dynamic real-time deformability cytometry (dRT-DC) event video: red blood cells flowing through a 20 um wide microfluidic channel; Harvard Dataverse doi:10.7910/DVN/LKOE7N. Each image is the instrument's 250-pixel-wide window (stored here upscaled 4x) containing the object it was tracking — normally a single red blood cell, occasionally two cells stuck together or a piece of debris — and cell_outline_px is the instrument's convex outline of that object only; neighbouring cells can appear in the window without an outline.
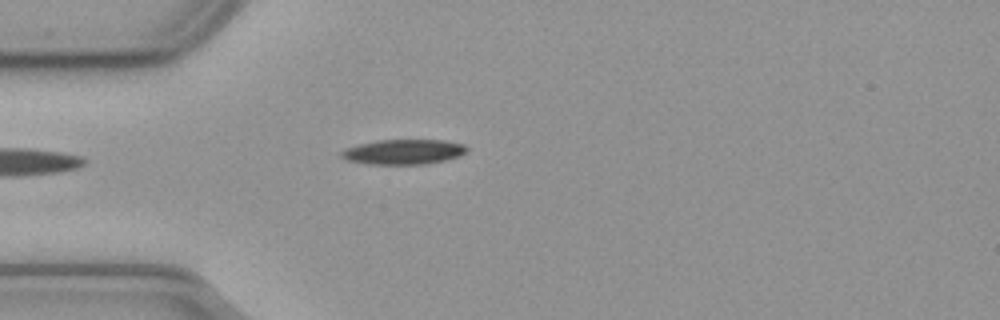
{"species": "common noctule bat (a hibernating species)", "species_latin": "Nyctalus noctula", "temperature_condition": "cold", "stored_images_in_passage": 41, "camera_frame_rate_fps": 3000, "um_per_image_px": 0.085, "animal": {"sex": "male", "body_mass_g": 23.1, "forearm_length_mm": 52.7}, "frame": {"image": 1, "passage_image": 1, "time_ms": 0.0, "image_size_px": [1000, 320], "cell_outline_px": [[468, 148], [464, 152], [456, 156], [444, 160], [420, 164], [368, 164], [348, 160], [340, 156], [340, 152], [344, 148], [376, 140], [444, 140], [464, 144]], "centroid_in_image_um": [34.24, 12.9], "position_along_channel_um": 50.8, "area_um2": 18.03}}
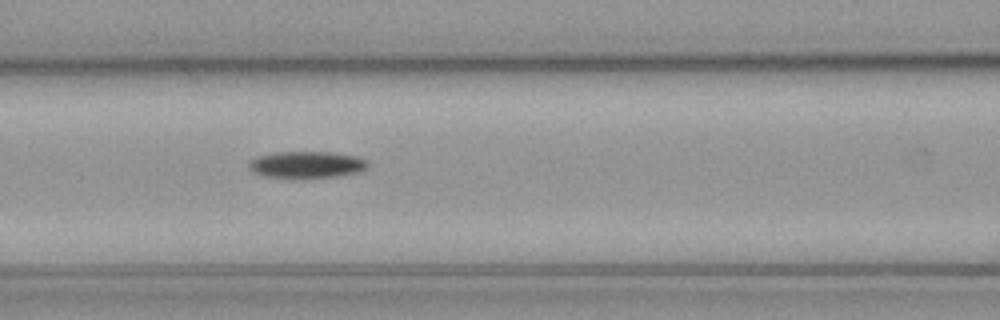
{"frame": {"image": 2, "passage_image": 9, "time_ms": 2.667, "image_size_px": [1000, 320], "cell_outline_px": [[368, 164], [364, 168], [356, 172], [336, 176], [264, 176], [252, 172], [248, 168], [248, 164], [252, 160], [260, 156], [276, 152], [332, 152], [356, 156], [368, 160]], "centroid_in_image_um": [26.06, 13.96], "position_along_channel_um": 140.5, "area_um2": 17.8}}
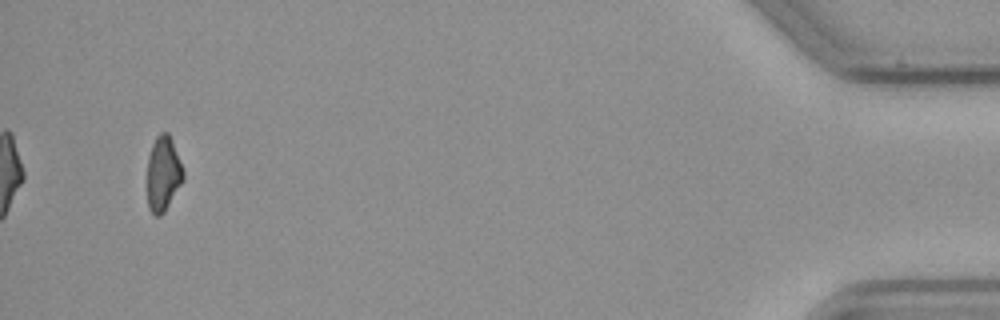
{"frame": {"image": 3, "passage_image": 39, "time_ms": 12.667, "image_size_px": [1000, 320], "cell_outline_px": [[184, 176], [180, 184], [164, 212], [160, 216], [156, 216], [148, 208], [148, 156], [152, 144], [156, 136], [160, 132], [168, 132], [184, 172]], "centroid_in_image_um": [13.85, 14.75], "position_along_channel_um": 421.4, "area_um2": 15.32}, "authors_computed_cell_mechanics": {"area_um2": 17.8024, "velocity_mm_per_s": 3.6799, "shape_relaxation_time_tau1_ms": 5.2356, "shape_relaxation_time_tau2_ms": null, "deformation_change_tau1": 0.1139, "deformation_change_tau2": null}}